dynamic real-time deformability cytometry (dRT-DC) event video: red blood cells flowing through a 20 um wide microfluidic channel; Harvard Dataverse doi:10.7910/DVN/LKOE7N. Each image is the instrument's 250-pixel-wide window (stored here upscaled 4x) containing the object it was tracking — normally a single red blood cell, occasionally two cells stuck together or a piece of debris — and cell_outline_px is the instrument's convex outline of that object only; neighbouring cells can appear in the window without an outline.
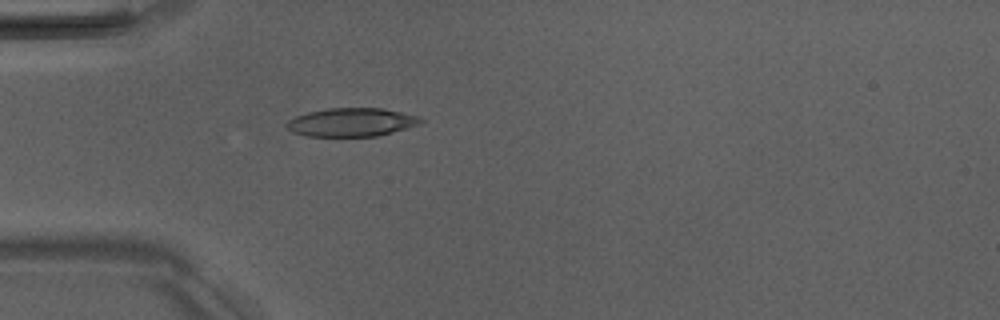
{"species": "Egyptian fruit bat (a non-hibernating species)", "species_latin": "Rousettus aegyptiacus", "temperature_condition": "room temperature", "stored_images_in_passage": 1, "camera_frame_rate_fps": 3000, "um_per_image_px": 0.085, "animal": {"sex": "male"}, "frame": {"image": 1, "passage_image": 1, "time_ms": 0.0, "image_size_px": [1000, 320], "cell_outline_px": [[424, 120], [420, 124], [392, 132], [376, 136], [304, 136], [292, 132], [284, 124], [288, 120], [296, 116], [308, 112], [328, 108], [384, 108], [416, 116]], "centroid_in_image_um": [29.84, 10.39], "position_along_channel_um": 55.2, "area_um2": 22.14}}